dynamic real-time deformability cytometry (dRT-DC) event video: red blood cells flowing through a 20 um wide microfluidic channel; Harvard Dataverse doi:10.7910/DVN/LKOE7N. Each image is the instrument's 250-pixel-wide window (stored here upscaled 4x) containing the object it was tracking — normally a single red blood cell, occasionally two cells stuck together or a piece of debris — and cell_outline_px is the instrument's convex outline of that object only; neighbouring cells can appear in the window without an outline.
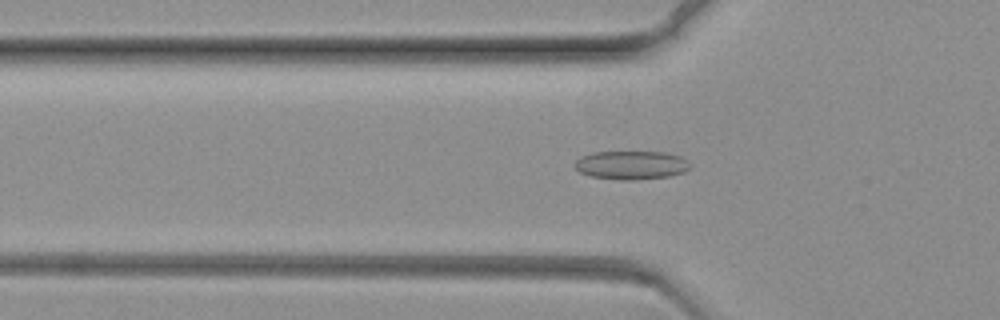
{"species": "common noctule bat (a hibernating species)", "species_latin": "Nyctalus noctula", "temperature_condition": "warm", "stored_images_in_passage": 51, "camera_frame_rate_fps": 3000, "um_per_image_px": 0.085, "animal": {"sex": "female", "body_mass_g": 19.3, "forearm_length_mm": 54.1}, "frame": {"image": 1, "passage_image": 2, "time_ms": 0.333, "image_size_px": [1000, 320], "cell_outline_px": [[692, 168], [684, 172], [668, 176], [636, 180], [620, 180], [592, 176], [580, 172], [572, 164], [580, 156], [592, 152], [664, 152], [680, 156], [692, 164]], "centroid_in_image_um": [53.66, 14.03], "position_along_channel_um": 72.1, "area_um2": 19.36}}
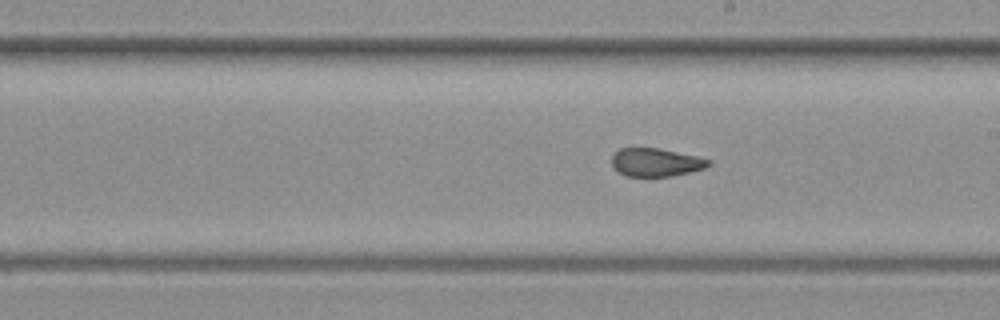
{"frame": {"image": 2, "passage_image": 19, "time_ms": 6.0, "image_size_px": [1000, 320], "cell_outline_px": [[712, 164], [704, 168], [672, 176], [624, 176], [612, 164], [612, 156], [620, 148], [660, 148], [696, 156], [712, 160]], "centroid_in_image_um": [55.77, 13.79], "position_along_channel_um": 233.2, "area_um2": 15.78}}
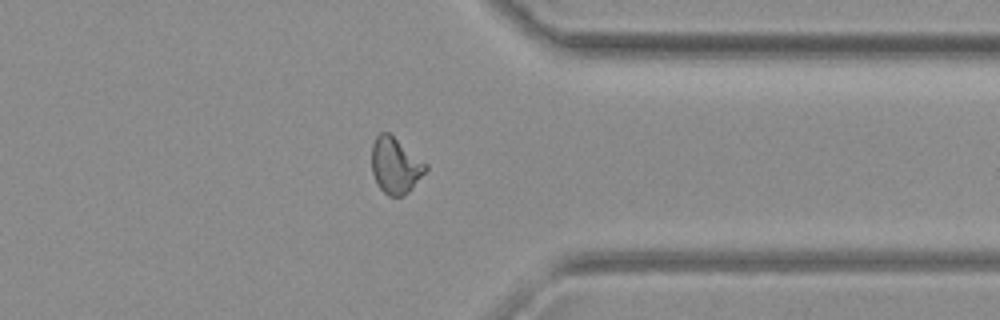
{"frame": {"image": 3, "passage_image": 35, "time_ms": 11.333, "image_size_px": [1000, 320], "cell_outline_px": [[428, 168], [408, 192], [404, 196], [388, 196], [380, 188], [372, 172], [372, 144], [376, 136], [380, 132], [388, 132], [428, 164]], "centroid_in_image_um": [33.6, 14.06], "position_along_channel_um": 377.8, "area_um2": 17.46}}